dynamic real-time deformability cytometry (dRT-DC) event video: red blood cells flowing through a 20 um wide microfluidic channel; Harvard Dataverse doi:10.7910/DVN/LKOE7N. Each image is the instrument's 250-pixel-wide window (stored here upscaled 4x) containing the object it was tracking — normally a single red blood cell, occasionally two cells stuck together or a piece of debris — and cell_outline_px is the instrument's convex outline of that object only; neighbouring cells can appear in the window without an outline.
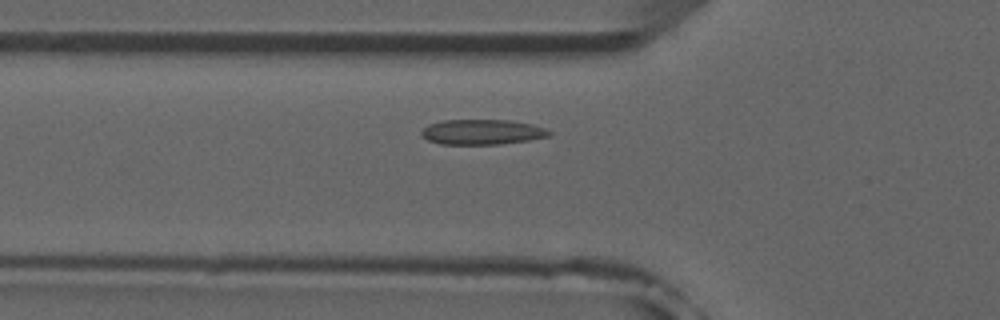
{"species": "common noctule bat (a hibernating species)", "species_latin": "Nyctalus noctula", "temperature_condition": "room temperature", "stored_images_in_passage": 36, "camera_frame_rate_fps": 3000, "um_per_image_px": 0.085, "animal": {"sex": "male", "forearm_length_mm": 52.5}, "frame": {"image": 1, "passage_image": 21, "time_ms": 6.667, "image_size_px": [1000, 320], "cell_outline_px": [[552, 132], [548, 136], [528, 140], [500, 144], [440, 144], [428, 140], [420, 132], [428, 124], [444, 120], [508, 120], [532, 124], [544, 128]], "centroid_in_image_um": [40.97, 11.22], "position_along_channel_um": 84.8, "area_um2": 18.55}}
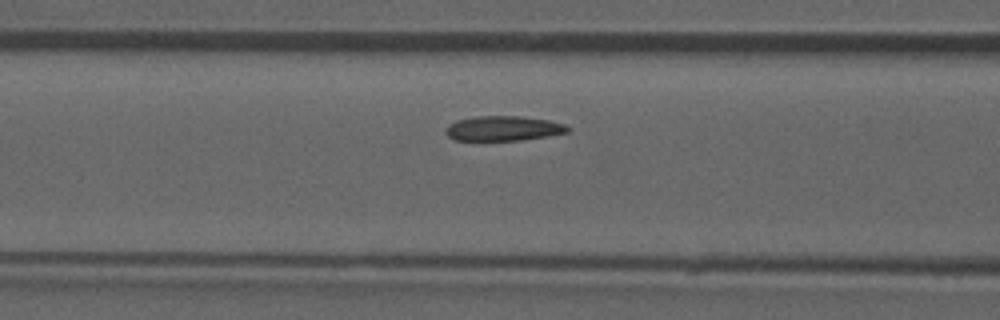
{"frame": {"image": 2, "passage_image": 24, "time_ms": 7.667, "image_size_px": [1000, 320], "cell_outline_px": [[568, 132], [520, 140], [456, 140], [448, 136], [444, 132], [444, 128], [448, 124], [456, 120], [476, 116], [520, 116], [548, 120], [564, 124], [568, 128]], "centroid_in_image_um": [42.7, 10.9], "position_along_channel_um": 123.9, "area_um2": 17.51}}